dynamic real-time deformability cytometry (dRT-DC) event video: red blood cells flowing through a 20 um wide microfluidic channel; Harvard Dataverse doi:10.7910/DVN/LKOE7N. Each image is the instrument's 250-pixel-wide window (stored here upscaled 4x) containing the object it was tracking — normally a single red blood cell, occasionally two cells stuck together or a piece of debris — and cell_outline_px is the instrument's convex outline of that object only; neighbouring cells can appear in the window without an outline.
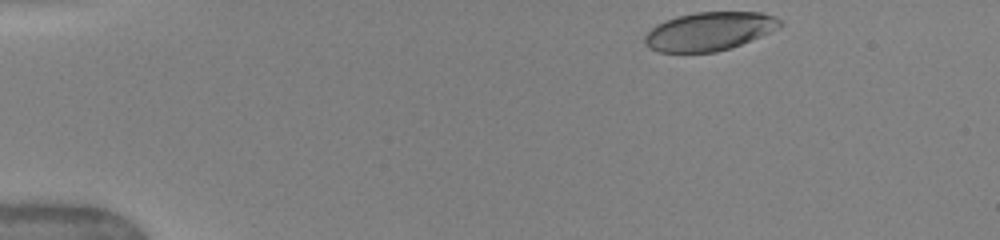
{"species": "human", "species_latin": "Homo sapiens", "temperature_condition": "warm", "stored_images_in_passage": 21, "camera_frame_rate_fps": 3000, "um_per_image_px": 0.085, "donor": {"sex": "female"}, "frame": {"image": 1, "passage_image": 1, "time_ms": 0.0, "image_size_px": [1000, 240], "cell_outline_px": [[784, 24], [760, 36], [732, 48], [716, 52], [660, 52], [648, 48], [644, 44], [644, 36], [656, 24], [676, 16], [696, 12], [760, 12], [776, 16], [784, 20]], "centroid_in_image_um": [60.29, 2.66], "position_along_channel_um": 24.7, "area_um2": 30.46}}
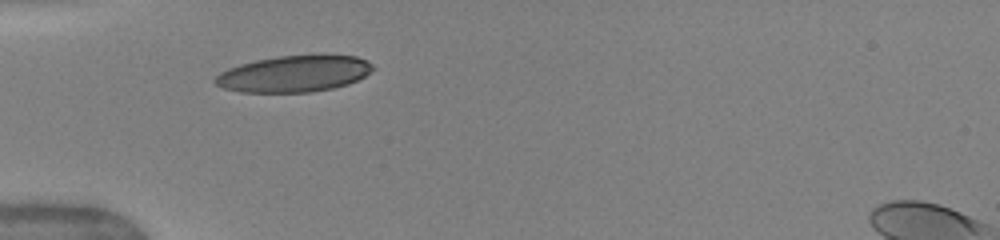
{"frame": {"image": 2, "passage_image": 20, "time_ms": 3.0, "image_size_px": [1000, 240], "cell_outline_px": [[376, 68], [364, 76], [348, 84], [332, 88], [312, 92], [240, 92], [224, 88], [216, 84], [212, 80], [220, 72], [228, 68], [240, 64], [256, 60], [280, 56], [324, 52], [356, 56], [368, 60]], "centroid_in_image_um": [25.05, 6.23], "position_along_channel_um": 59.9, "area_um2": 34.28}}